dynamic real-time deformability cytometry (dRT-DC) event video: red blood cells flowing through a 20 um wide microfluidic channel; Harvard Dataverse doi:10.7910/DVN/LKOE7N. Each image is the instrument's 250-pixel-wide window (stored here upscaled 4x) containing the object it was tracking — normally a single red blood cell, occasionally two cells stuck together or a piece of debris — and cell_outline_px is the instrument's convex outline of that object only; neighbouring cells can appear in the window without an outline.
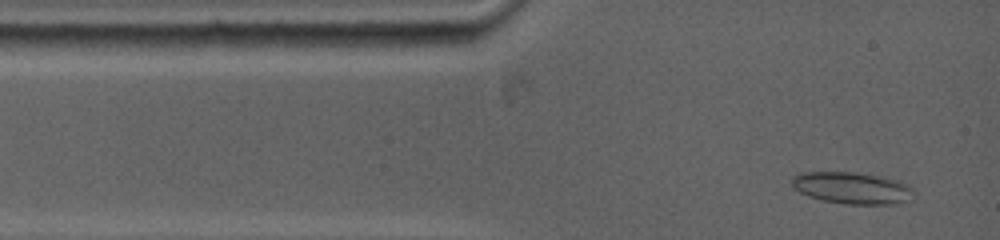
{"species": "common noctule bat (a hibernating species)", "species_latin": "Nyctalus noctula", "temperature_condition": "warm", "stored_images_in_passage": 32, "camera_frame_rate_fps": 5000, "um_per_image_px": 0.085, "animal": {"sex": "female", "body_mass_g": 19.0, "forearm_length_mm": 53.3}, "frame": {"image": 1, "passage_image": 2, "time_ms": 0.4, "image_size_px": [1000, 240], "cell_outline_px": [[912, 200], [896, 204], [844, 204], [824, 200], [808, 196], [800, 192], [792, 184], [792, 176], [800, 172], [856, 172], [884, 176], [900, 180], [908, 184], [912, 188]], "centroid_in_image_um": [72.47, 15.97], "position_along_channel_um": 12.5, "area_um2": 22.83}}
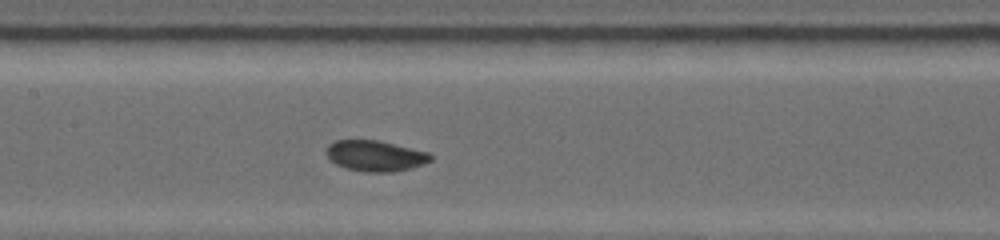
{"frame": {"image": 2, "passage_image": 15, "time_ms": 5.4, "image_size_px": [1000, 240], "cell_outline_px": [[432, 160], [424, 164], [392, 172], [368, 172], [344, 168], [336, 164], [324, 152], [324, 148], [328, 144], [336, 140], [380, 140], [428, 152], [432, 156]], "centroid_in_image_um": [31.87, 13.23], "position_along_channel_um": 175.5, "area_um2": 18.79}}
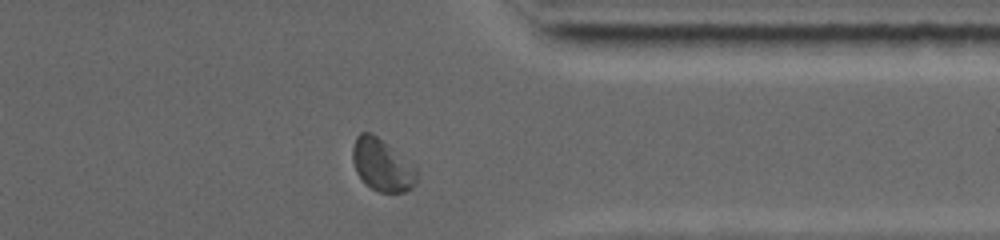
{"frame": {"image": 3, "passage_image": 28, "time_ms": 10.8, "image_size_px": [1000, 240], "cell_outline_px": [[420, 172], [416, 184], [412, 188], [404, 192], [376, 192], [356, 172], [352, 160], [352, 148], [356, 136], [360, 132], [372, 132], [416, 164]], "centroid_in_image_um": [32.54, 14.01], "position_along_channel_um": 378.9, "area_um2": 20.11}}